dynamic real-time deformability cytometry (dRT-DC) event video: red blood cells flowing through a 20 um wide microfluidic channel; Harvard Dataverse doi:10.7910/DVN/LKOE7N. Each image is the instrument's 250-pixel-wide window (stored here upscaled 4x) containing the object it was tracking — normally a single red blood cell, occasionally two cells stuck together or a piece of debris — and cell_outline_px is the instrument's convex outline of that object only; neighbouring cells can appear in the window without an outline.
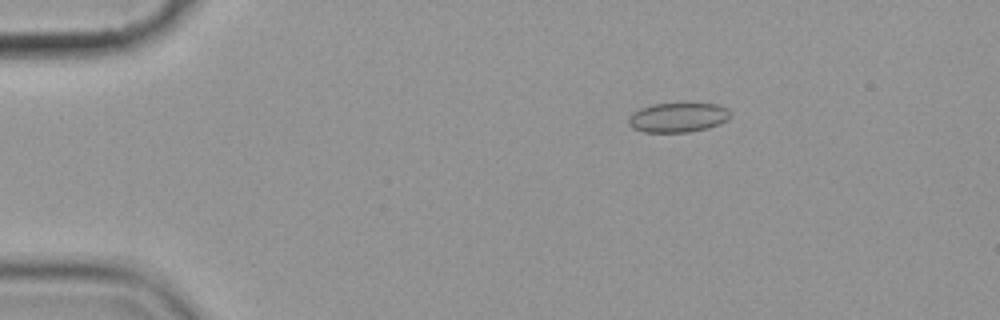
{"species": "common noctule bat (a hibernating species)", "species_latin": "Nyctalus noctula", "temperature_condition": "cold", "stored_images_in_passage": 6, "camera_frame_rate_fps": 3000, "um_per_image_px": 0.085, "animal": {"sex": "female", "body_mass_g": 19.9}, "frame": {"image": 1, "passage_image": 3, "time_ms": 2.333, "image_size_px": [1000, 320], "cell_outline_px": [[728, 120], [708, 128], [688, 132], [644, 132], [632, 128], [628, 124], [628, 116], [632, 112], [640, 108], [652, 104], [720, 104], [728, 108]], "centroid_in_image_um": [57.58, 9.99], "position_along_channel_um": 27.4, "area_um2": 17.51}}
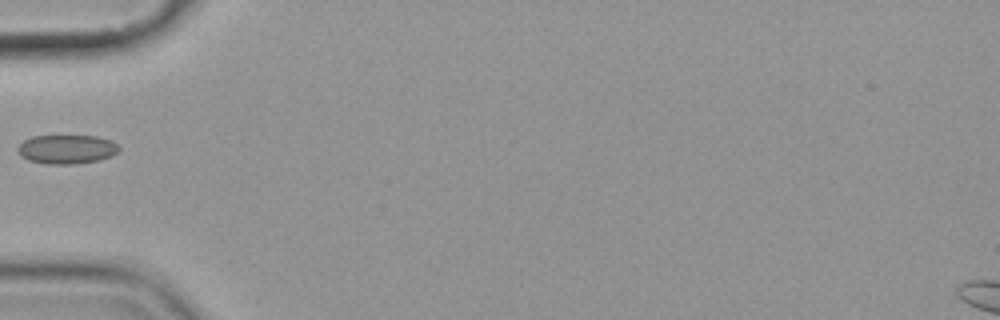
{"frame": {"image": 2, "passage_image": 6, "time_ms": 5.667, "image_size_px": [1000, 320], "cell_outline_px": [[120, 148], [112, 156], [100, 160], [72, 164], [48, 164], [28, 160], [20, 156], [16, 148], [24, 140], [32, 136], [96, 136], [112, 140]], "centroid_in_image_um": [5.66, 12.69], "position_along_channel_um": 79.3, "area_um2": 17.17}}